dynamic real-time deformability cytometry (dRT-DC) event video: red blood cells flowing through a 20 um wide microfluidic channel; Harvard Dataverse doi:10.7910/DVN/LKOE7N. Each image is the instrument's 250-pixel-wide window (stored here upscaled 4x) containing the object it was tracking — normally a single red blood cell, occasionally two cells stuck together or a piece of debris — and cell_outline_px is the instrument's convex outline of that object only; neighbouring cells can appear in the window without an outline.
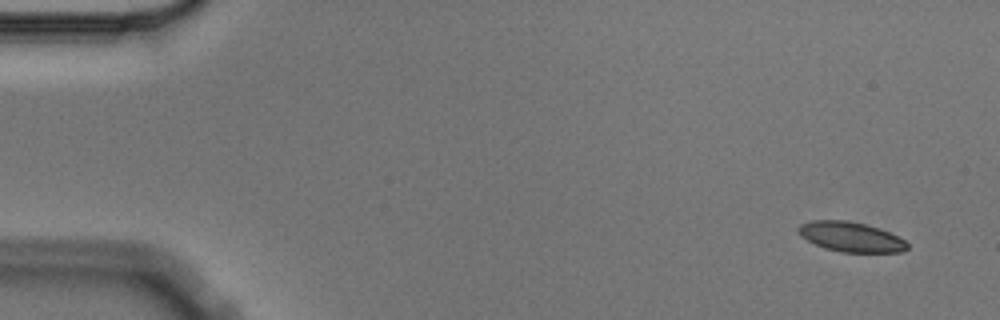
{"species": "Egyptian fruit bat (a non-hibernating species)", "species_latin": "Rousettus aegyptiacus", "temperature_condition": "cold", "stored_images_in_passage": 4, "camera_frame_rate_fps": 3000, "um_per_image_px": 0.085, "animal": {"sex": "male"}, "frame": {"image": 1, "passage_image": 1, "time_ms": 0.0, "image_size_px": [1000, 320], "cell_outline_px": [[908, 248], [904, 252], [840, 252], [824, 248], [800, 236], [796, 232], [796, 228], [800, 224], [812, 220], [844, 220], [864, 224], [880, 228], [904, 240], [908, 244]], "centroid_in_image_um": [72.28, 20.13], "position_along_channel_um": 12.7, "area_um2": 18.96}}